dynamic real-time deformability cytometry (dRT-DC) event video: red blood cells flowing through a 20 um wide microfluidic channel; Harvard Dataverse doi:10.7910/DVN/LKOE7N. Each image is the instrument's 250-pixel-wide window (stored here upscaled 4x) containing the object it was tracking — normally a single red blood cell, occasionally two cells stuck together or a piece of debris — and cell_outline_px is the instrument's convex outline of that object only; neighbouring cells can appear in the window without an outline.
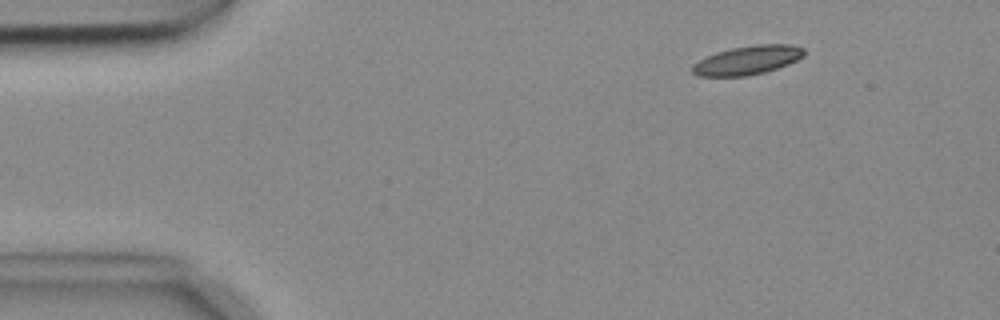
{"species": "common noctule bat (a hibernating species)", "species_latin": "Nyctalus noctula", "temperature_condition": "cold", "stored_images_in_passage": 4, "camera_frame_rate_fps": 3000, "um_per_image_px": 0.085, "animal": {"sex": "female", "body_mass_g": 18.4}, "frame": {"image": 1, "passage_image": 2, "time_ms": 0.333, "image_size_px": [1000, 320], "cell_outline_px": [[804, 56], [788, 64], [764, 72], [748, 76], [696, 76], [692, 72], [692, 64], [716, 52], [732, 48], [756, 44], [792, 44], [804, 48]], "centroid_in_image_um": [63.54, 5.11], "position_along_channel_um": 21.5, "area_um2": 18.73}}